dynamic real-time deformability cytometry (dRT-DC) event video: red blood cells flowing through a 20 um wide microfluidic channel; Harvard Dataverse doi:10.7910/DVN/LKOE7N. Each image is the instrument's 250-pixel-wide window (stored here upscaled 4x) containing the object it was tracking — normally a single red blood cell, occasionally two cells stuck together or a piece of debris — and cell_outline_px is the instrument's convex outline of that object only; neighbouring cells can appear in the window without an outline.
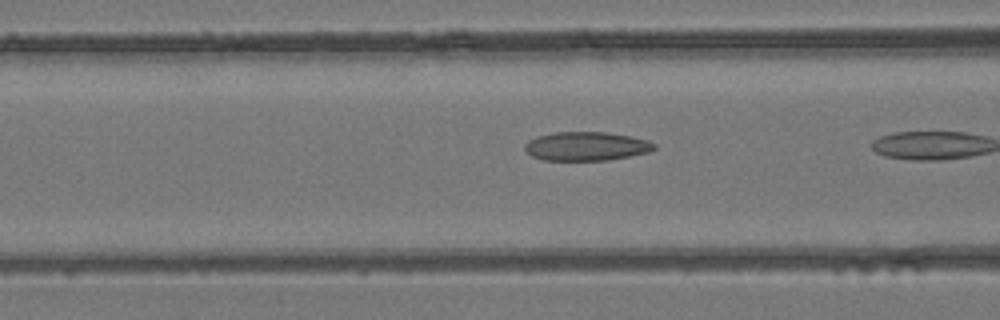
{"species": "common noctule bat (a hibernating species)", "species_latin": "Nyctalus noctula", "temperature_condition": "room temperature", "stored_images_in_passage": 5, "camera_frame_rate_fps": 3000, "um_per_image_px": 0.085, "animal": {"sex": "female", "body_mass_g": 24.6, "forearm_length_mm": 56.2}, "frame": {"image": 1, "passage_image": 4, "time_ms": 1.0, "image_size_px": [1000, 320], "cell_outline_px": [[656, 148], [648, 152], [608, 160], [544, 160], [532, 156], [524, 148], [524, 144], [528, 140], [536, 136], [556, 132], [604, 132], [632, 136], [648, 140], [656, 144]], "centroid_in_image_um": [49.83, 12.42], "position_along_channel_um": 116.8, "area_um2": 21.73}}